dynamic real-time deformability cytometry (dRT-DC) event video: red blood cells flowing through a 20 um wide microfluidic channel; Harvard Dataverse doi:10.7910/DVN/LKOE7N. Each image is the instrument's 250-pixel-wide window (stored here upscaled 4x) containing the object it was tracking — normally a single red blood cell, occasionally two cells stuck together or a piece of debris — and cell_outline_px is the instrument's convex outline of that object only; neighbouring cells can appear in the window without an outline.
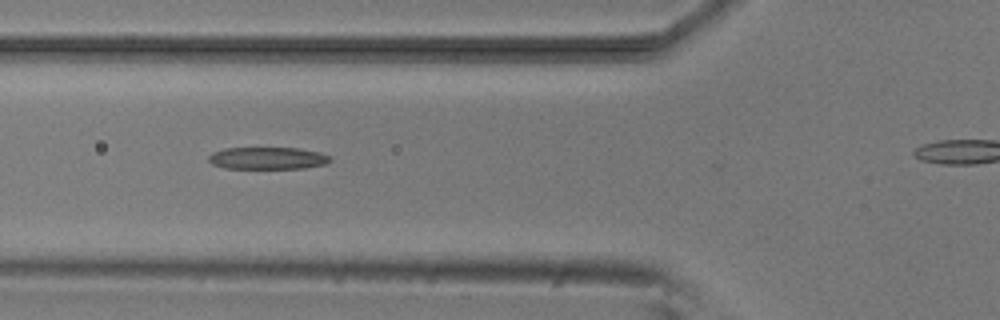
{"species": "common noctule bat (a hibernating species)", "species_latin": "Nyctalus noctula", "temperature_condition": "room temperature", "stored_images_in_passage": 8, "camera_frame_rate_fps": 3000, "um_per_image_px": 0.085, "animal": {"sex": "male", "body_mass_g": 20.5, "forearm_length_mm": 52.5}, "frame": {"image": 1, "passage_image": 6, "time_ms": 5.667, "image_size_px": [1000, 320], "cell_outline_px": [[332, 160], [324, 164], [304, 168], [224, 168], [212, 164], [208, 160], [208, 156], [212, 152], [224, 148], [296, 148], [320, 152], [332, 156]], "centroid_in_image_um": [22.74, 13.44], "position_along_channel_um": 103.1, "area_um2": 15.72}}
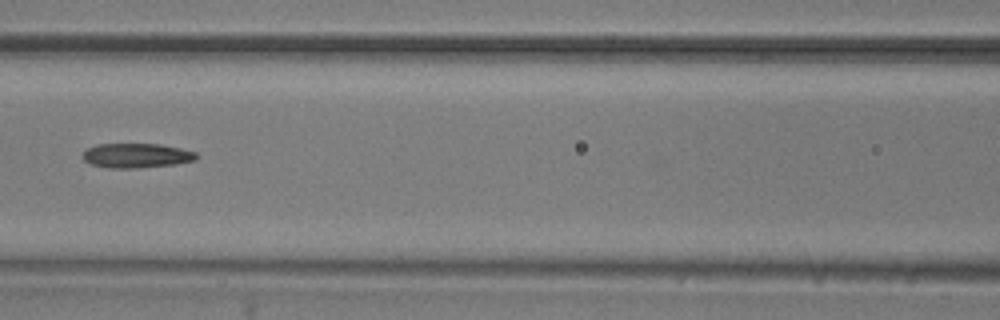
{"frame": {"image": 2, "passage_image": 7, "time_ms": 7.0, "image_size_px": [1000, 320], "cell_outline_px": [[196, 160], [176, 164], [136, 168], [108, 168], [92, 164], [84, 160], [80, 156], [88, 148], [96, 144], [160, 144], [180, 148], [196, 152]], "centroid_in_image_um": [11.58, 13.22], "position_along_channel_um": 155.0, "area_um2": 16.24}}
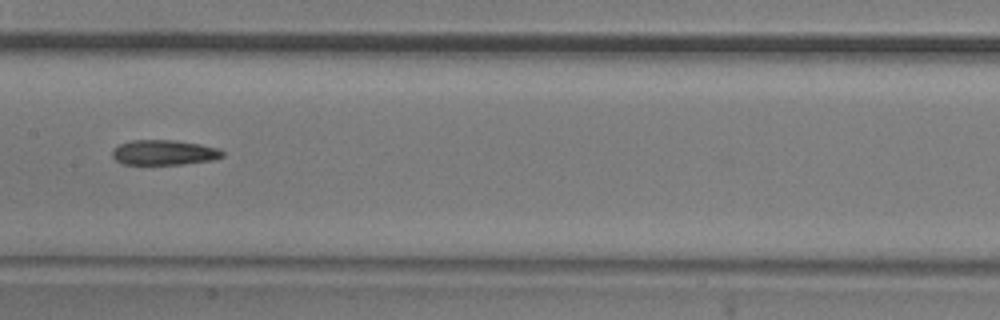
{"frame": {"image": 3, "passage_image": 8, "time_ms": 8.0, "image_size_px": [1000, 320], "cell_outline_px": [[224, 156], [212, 160], [180, 164], [124, 164], [116, 160], [112, 156], [112, 152], [120, 144], [132, 140], [176, 140], [200, 144], [220, 148], [224, 152]], "centroid_in_image_um": [13.98, 12.95], "position_along_channel_um": 193.4, "area_um2": 16.01}}